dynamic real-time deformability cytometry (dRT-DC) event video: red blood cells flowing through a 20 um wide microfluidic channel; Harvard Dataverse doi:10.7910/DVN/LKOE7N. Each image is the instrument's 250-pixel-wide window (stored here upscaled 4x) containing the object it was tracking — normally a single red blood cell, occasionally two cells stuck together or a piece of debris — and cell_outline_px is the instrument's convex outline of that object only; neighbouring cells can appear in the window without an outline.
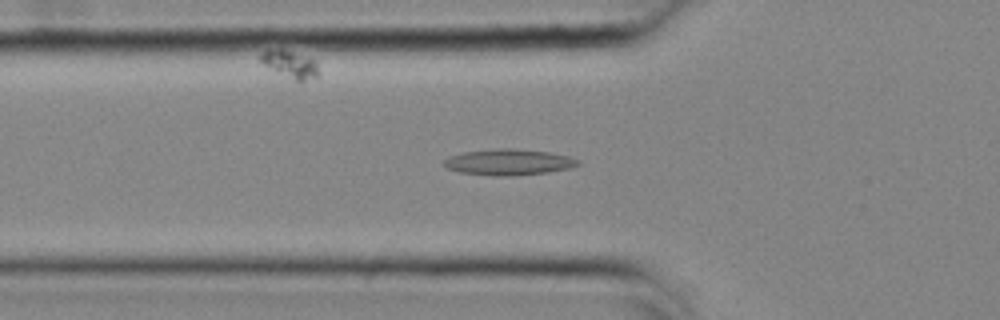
{"species": "common noctule bat (a hibernating species)", "species_latin": "Nyctalus noctula", "temperature_condition": "cold", "stored_images_in_passage": 54, "camera_frame_rate_fps": 3000, "um_per_image_px": 0.085, "animal": {"sex": "female", "body_mass_g": 25.1}, "frame": {"image": 1, "passage_image": 18, "time_ms": 5.667, "image_size_px": [1000, 320], "cell_outline_px": [[580, 164], [568, 168], [548, 172], [512, 176], [492, 176], [460, 172], [448, 168], [444, 164], [444, 160], [448, 156], [464, 152], [500, 148], [512, 148], [548, 152], [568, 156], [580, 160]], "centroid_in_image_um": [43.23, 13.78], "position_along_channel_um": 82.6, "area_um2": 20.23}}
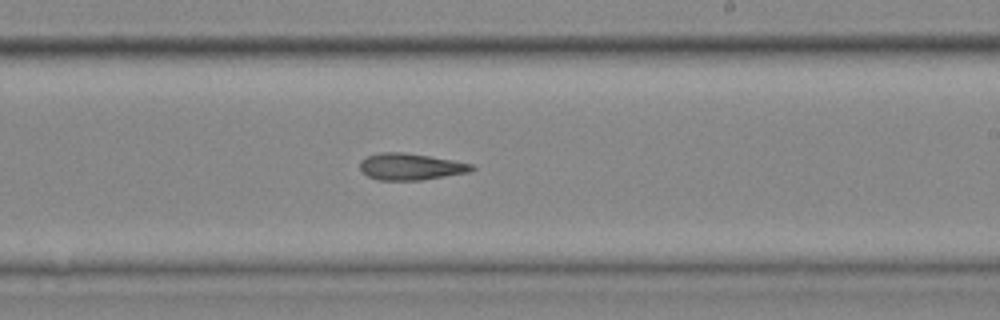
{"frame": {"image": 2, "passage_image": 32, "time_ms": 10.333, "image_size_px": [1000, 320], "cell_outline_px": [[476, 168], [468, 172], [420, 180], [380, 180], [368, 176], [360, 168], [360, 160], [368, 156], [380, 152], [404, 152], [476, 164]], "centroid_in_image_um": [34.92, 14.16], "position_along_channel_um": 254.1, "area_um2": 17.22}}
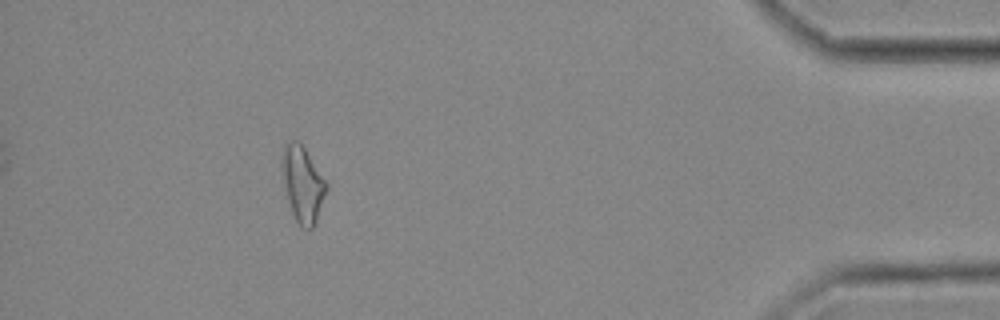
{"frame": {"image": 3, "passage_image": 49, "time_ms": 16.0, "image_size_px": [1000, 320], "cell_outline_px": [[328, 188], [316, 224], [312, 228], [300, 228], [292, 212], [288, 200], [284, 184], [280, 160], [280, 156], [284, 148], [292, 140], [300, 140], [328, 184]], "centroid_in_image_um": [25.74, 15.65], "position_along_channel_um": 409.5, "area_um2": 19.77}, "authors_computed_cell_mechanics": {"area_um2": 18.496, "velocity_mm_per_s": 3.6761, "shape_relaxation_time_tau1_ms": null, "shape_relaxation_time_tau2_ms": 9.7576, "deformation_change_tau1": null, "deformation_change_tau2": 0.2313}}